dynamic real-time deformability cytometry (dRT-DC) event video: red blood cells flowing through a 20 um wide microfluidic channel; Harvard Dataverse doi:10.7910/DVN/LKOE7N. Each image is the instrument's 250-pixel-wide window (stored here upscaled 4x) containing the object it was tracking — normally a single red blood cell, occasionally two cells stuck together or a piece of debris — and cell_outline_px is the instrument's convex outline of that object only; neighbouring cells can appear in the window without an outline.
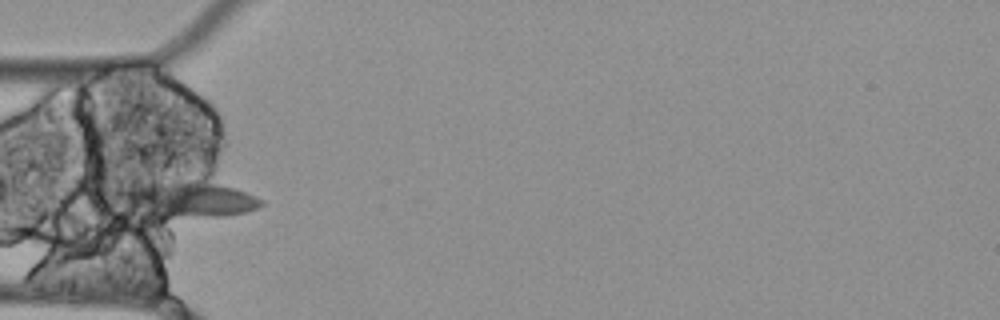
{"species": "Egyptian fruit bat (a non-hibernating species)", "species_latin": "Rousettus aegyptiacus", "temperature_condition": "cold", "stored_images_in_passage": 3, "camera_frame_rate_fps": 3000, "um_per_image_px": 0.085, "animal": {"sex": "female"}, "frame": {"image": 1, "passage_image": 3, "time_ms": 0.667, "image_size_px": [1000, 320], "cell_outline_px": [[264, 204], [256, 208], [244, 212], [224, 216], [148, 216], [128, 208], [112, 200], [112, 196], [116, 192], [124, 188], [168, 176], [204, 172], [264, 200]], "centroid_in_image_um": [15.9, 16.75], "position_along_channel_um": 69.1, "area_um2": 33.52}}